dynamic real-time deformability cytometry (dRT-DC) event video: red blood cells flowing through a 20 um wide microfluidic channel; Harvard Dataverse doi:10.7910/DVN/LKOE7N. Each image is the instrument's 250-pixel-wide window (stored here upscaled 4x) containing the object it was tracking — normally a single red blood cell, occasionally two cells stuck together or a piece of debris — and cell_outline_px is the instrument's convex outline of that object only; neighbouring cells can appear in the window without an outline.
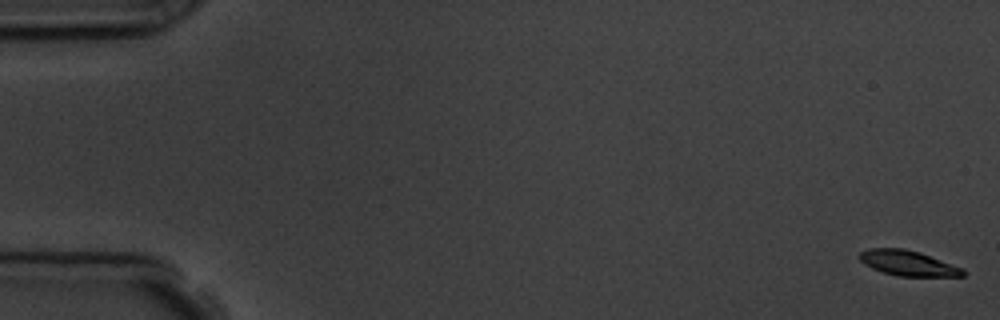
{"species": "common noctule bat (a hibernating species)", "species_latin": "Nyctalus noctula", "temperature_condition": "room temperature", "stored_images_in_passage": 10, "camera_frame_rate_fps": 3000, "um_per_image_px": 0.085, "animal": {"sex": "male", "body_mass_g": 19.5, "forearm_length_mm": 54.6}, "frame": {"image": 1, "passage_image": 1, "time_ms": 0.0, "image_size_px": [1000, 320], "cell_outline_px": [[964, 276], [896, 276], [872, 268], [864, 264], [860, 260], [860, 252], [868, 248], [904, 248], [920, 252], [964, 268]], "centroid_in_image_um": [77.18, 22.36], "position_along_channel_um": 7.8, "area_um2": 15.2}}
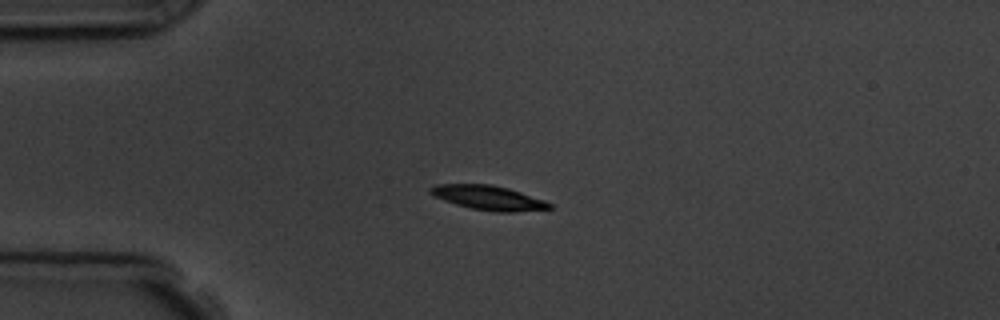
{"frame": {"image": 2, "passage_image": 5, "time_ms": 4.333, "image_size_px": [1000, 320], "cell_outline_px": [[552, 208], [512, 212], [496, 212], [472, 208], [456, 204], [444, 200], [428, 192], [428, 188], [436, 184], [492, 184], [508, 188], [544, 200], [552, 204]], "centroid_in_image_um": [41.5, 16.8], "position_along_channel_um": 43.5, "area_um2": 16.76}}
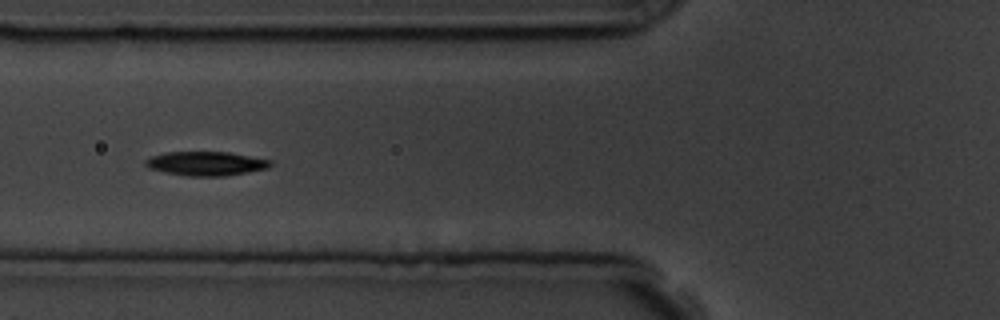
{"frame": {"image": 3, "passage_image": 7, "time_ms": 6.667, "image_size_px": [1000, 320], "cell_outline_px": [[272, 164], [268, 168], [248, 172], [224, 176], [188, 176], [164, 172], [148, 168], [144, 164], [144, 160], [152, 156], [164, 152], [228, 152], [272, 160]], "centroid_in_image_um": [17.49, 13.9], "position_along_channel_um": 108.3, "area_um2": 17.57}}